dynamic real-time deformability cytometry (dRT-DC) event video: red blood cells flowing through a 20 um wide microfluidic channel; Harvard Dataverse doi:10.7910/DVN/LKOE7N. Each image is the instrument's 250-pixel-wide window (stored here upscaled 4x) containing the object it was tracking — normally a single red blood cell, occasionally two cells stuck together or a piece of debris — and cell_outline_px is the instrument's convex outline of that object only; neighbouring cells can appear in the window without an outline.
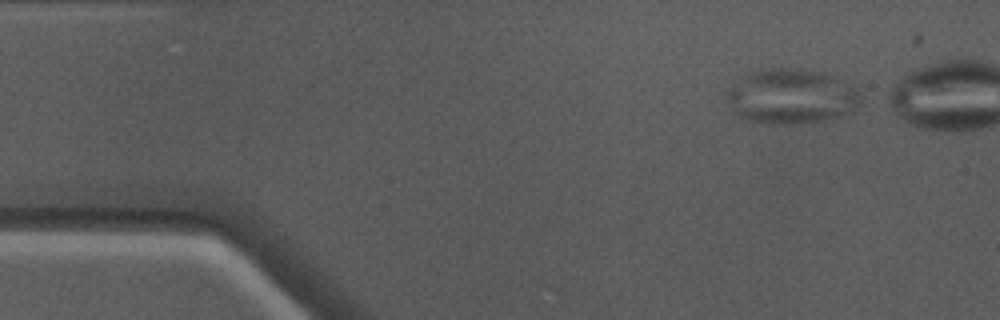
{"species": "Egyptian fruit bat (a non-hibernating species)", "species_latin": "Rousettus aegyptiacus", "temperature_condition": "warm", "stored_images_in_passage": 23, "camera_frame_rate_fps": 3000, "um_per_image_px": 0.085, "animal": {"sex": "male"}, "frame": {"image": 1, "passage_image": 1, "time_ms": 0.0, "image_size_px": [1000, 320], "cell_outline_px": [[860, 100], [848, 112], [836, 116], [820, 120], [788, 124], [780, 124], [752, 120], [740, 116], [736, 112], [720, 92], [744, 76], [752, 72], [772, 68], [792, 68], [824, 72], [856, 88], [860, 96]], "centroid_in_image_um": [67.17, 8.16], "position_along_channel_um": 17.8, "area_um2": 41.96}}